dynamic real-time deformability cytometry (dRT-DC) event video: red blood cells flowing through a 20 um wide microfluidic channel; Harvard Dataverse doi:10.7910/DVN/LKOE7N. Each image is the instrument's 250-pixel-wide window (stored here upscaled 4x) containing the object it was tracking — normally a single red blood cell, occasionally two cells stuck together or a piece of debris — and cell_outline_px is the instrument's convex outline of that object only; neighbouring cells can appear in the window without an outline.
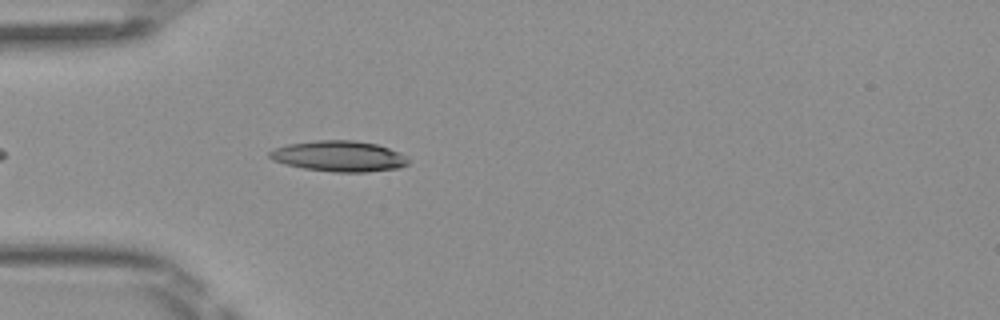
{"species": "Egyptian fruit bat (a non-hibernating species)", "species_latin": "Rousettus aegyptiacus", "temperature_condition": "room temperature", "stored_images_in_passage": 20, "camera_frame_rate_fps": 3000, "um_per_image_px": 0.085, "frame": {"image": 1, "passage_image": 4, "time_ms": 1.0, "image_size_px": [1000, 320], "cell_outline_px": [[408, 164], [400, 168], [368, 172], [332, 172], [304, 168], [284, 164], [272, 160], [268, 156], [268, 152], [276, 148], [288, 144], [316, 140], [352, 140], [376, 144], [400, 152], [408, 160]], "centroid_in_image_um": [28.81, 13.28], "position_along_channel_um": 56.2, "area_um2": 24.85}}
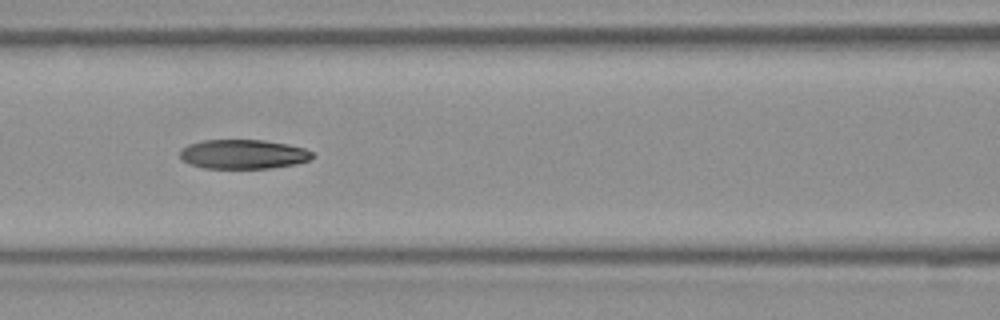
{"frame": {"image": 2, "passage_image": 11, "time_ms": 3.333, "image_size_px": [1000, 320], "cell_outline_px": [[316, 156], [308, 160], [296, 164], [272, 168], [204, 168], [192, 164], [184, 160], [180, 156], [180, 148], [188, 144], [204, 140], [264, 140], [288, 144], [304, 148], [316, 152]], "centroid_in_image_um": [20.73, 13.1], "position_along_channel_um": 145.9, "area_um2": 22.77}}
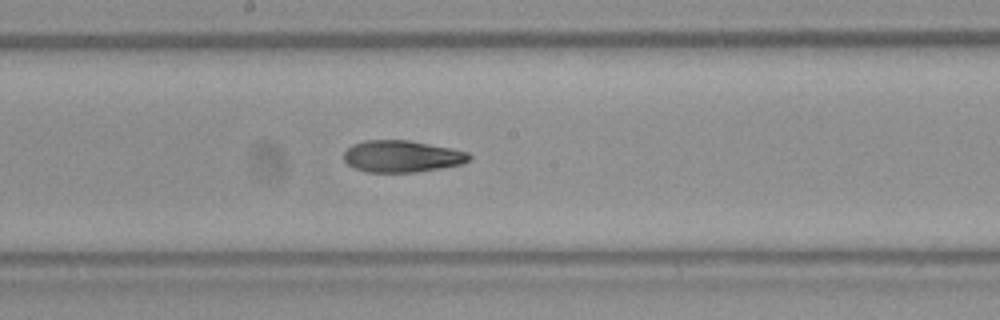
{"frame": {"image": 3, "passage_image": 16, "time_ms": 5.0, "image_size_px": [1000, 320], "cell_outline_px": [[472, 156], [468, 160], [460, 164], [440, 168], [412, 172], [368, 172], [352, 168], [344, 160], [344, 152], [352, 144], [364, 140], [408, 140], [452, 148], [468, 152]], "centroid_in_image_um": [34.13, 13.28], "position_along_channel_um": 214.1, "area_um2": 23.18}}